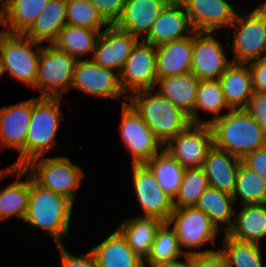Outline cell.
I'll return each mask as SVG.
<instances>
[{"mask_svg":"<svg viewBox=\"0 0 266 267\" xmlns=\"http://www.w3.org/2000/svg\"><path fill=\"white\" fill-rule=\"evenodd\" d=\"M74 203L63 195L39 185L30 175L28 208L23 222L45 231L57 245L70 237Z\"/></svg>","mask_w":266,"mask_h":267,"instance_id":"1","label":"cell"},{"mask_svg":"<svg viewBox=\"0 0 266 267\" xmlns=\"http://www.w3.org/2000/svg\"><path fill=\"white\" fill-rule=\"evenodd\" d=\"M209 125L213 146L240 159L266 145V130L244 109L229 110Z\"/></svg>","mask_w":266,"mask_h":267,"instance_id":"2","label":"cell"},{"mask_svg":"<svg viewBox=\"0 0 266 267\" xmlns=\"http://www.w3.org/2000/svg\"><path fill=\"white\" fill-rule=\"evenodd\" d=\"M155 90V94L152 92ZM128 103L164 146L191 124L189 116L177 108L157 89L140 90L128 96Z\"/></svg>","mask_w":266,"mask_h":267,"instance_id":"3","label":"cell"},{"mask_svg":"<svg viewBox=\"0 0 266 267\" xmlns=\"http://www.w3.org/2000/svg\"><path fill=\"white\" fill-rule=\"evenodd\" d=\"M225 31L226 39L229 40V54L234 63H248L252 60L266 56V1L259 3L253 10L237 12L234 21ZM227 31V32H226Z\"/></svg>","mask_w":266,"mask_h":267,"instance_id":"4","label":"cell"},{"mask_svg":"<svg viewBox=\"0 0 266 267\" xmlns=\"http://www.w3.org/2000/svg\"><path fill=\"white\" fill-rule=\"evenodd\" d=\"M62 98L33 97L31 119L25 143V165L55 149L57 132L64 118ZM55 147V148H54Z\"/></svg>","mask_w":266,"mask_h":267,"instance_id":"5","label":"cell"},{"mask_svg":"<svg viewBox=\"0 0 266 267\" xmlns=\"http://www.w3.org/2000/svg\"><path fill=\"white\" fill-rule=\"evenodd\" d=\"M23 168L39 185L65 196L73 203L86 175L69 157L59 155L34 158Z\"/></svg>","mask_w":266,"mask_h":267,"instance_id":"6","label":"cell"},{"mask_svg":"<svg viewBox=\"0 0 266 267\" xmlns=\"http://www.w3.org/2000/svg\"><path fill=\"white\" fill-rule=\"evenodd\" d=\"M42 44L24 34L0 33L2 75L8 73L21 84L35 89ZM36 48V51L34 50Z\"/></svg>","mask_w":266,"mask_h":267,"instance_id":"7","label":"cell"},{"mask_svg":"<svg viewBox=\"0 0 266 267\" xmlns=\"http://www.w3.org/2000/svg\"><path fill=\"white\" fill-rule=\"evenodd\" d=\"M167 222L174 229L184 253H208L217 250L214 247L218 246L216 239L219 234L222 235L221 231L202 210L194 206L176 208ZM205 244H210L211 248L200 249Z\"/></svg>","mask_w":266,"mask_h":267,"instance_id":"8","label":"cell"},{"mask_svg":"<svg viewBox=\"0 0 266 267\" xmlns=\"http://www.w3.org/2000/svg\"><path fill=\"white\" fill-rule=\"evenodd\" d=\"M76 59L53 44H42L39 56L36 91L39 97L63 98L70 90Z\"/></svg>","mask_w":266,"mask_h":267,"instance_id":"9","label":"cell"},{"mask_svg":"<svg viewBox=\"0 0 266 267\" xmlns=\"http://www.w3.org/2000/svg\"><path fill=\"white\" fill-rule=\"evenodd\" d=\"M121 105L120 141L131 154L132 164H146L163 149V145L127 101L123 100Z\"/></svg>","mask_w":266,"mask_h":267,"instance_id":"10","label":"cell"},{"mask_svg":"<svg viewBox=\"0 0 266 267\" xmlns=\"http://www.w3.org/2000/svg\"><path fill=\"white\" fill-rule=\"evenodd\" d=\"M71 89H76L85 95L101 99H118L128 95L121 87L120 75L113 69L97 65L92 59L77 60L75 63Z\"/></svg>","mask_w":266,"mask_h":267,"instance_id":"11","label":"cell"},{"mask_svg":"<svg viewBox=\"0 0 266 267\" xmlns=\"http://www.w3.org/2000/svg\"><path fill=\"white\" fill-rule=\"evenodd\" d=\"M131 171L135 200L142 212L136 216L167 222L174 211L173 199L160 188L146 164H132Z\"/></svg>","mask_w":266,"mask_h":267,"instance_id":"12","label":"cell"},{"mask_svg":"<svg viewBox=\"0 0 266 267\" xmlns=\"http://www.w3.org/2000/svg\"><path fill=\"white\" fill-rule=\"evenodd\" d=\"M216 32H193V51L191 71L199 80H218L232 63L225 47ZM226 51V52H225Z\"/></svg>","mask_w":266,"mask_h":267,"instance_id":"13","label":"cell"},{"mask_svg":"<svg viewBox=\"0 0 266 267\" xmlns=\"http://www.w3.org/2000/svg\"><path fill=\"white\" fill-rule=\"evenodd\" d=\"M155 63L156 47L144 40H138L119 73L121 87L126 95L155 89L158 78Z\"/></svg>","mask_w":266,"mask_h":267,"instance_id":"14","label":"cell"},{"mask_svg":"<svg viewBox=\"0 0 266 267\" xmlns=\"http://www.w3.org/2000/svg\"><path fill=\"white\" fill-rule=\"evenodd\" d=\"M212 147L213 134L210 125L191 123L170 139L163 149L187 169L202 167Z\"/></svg>","mask_w":266,"mask_h":267,"instance_id":"15","label":"cell"},{"mask_svg":"<svg viewBox=\"0 0 266 267\" xmlns=\"http://www.w3.org/2000/svg\"><path fill=\"white\" fill-rule=\"evenodd\" d=\"M33 98L0 108L1 149L16 150L17 160L11 167L25 166V143L31 119Z\"/></svg>","mask_w":266,"mask_h":267,"instance_id":"16","label":"cell"},{"mask_svg":"<svg viewBox=\"0 0 266 267\" xmlns=\"http://www.w3.org/2000/svg\"><path fill=\"white\" fill-rule=\"evenodd\" d=\"M185 8L193 29L197 32H218L228 29L242 3L229 0H179ZM220 30V31H219Z\"/></svg>","mask_w":266,"mask_h":267,"instance_id":"17","label":"cell"},{"mask_svg":"<svg viewBox=\"0 0 266 267\" xmlns=\"http://www.w3.org/2000/svg\"><path fill=\"white\" fill-rule=\"evenodd\" d=\"M138 39L115 25H109L99 35L92 60L99 66L120 73Z\"/></svg>","mask_w":266,"mask_h":267,"instance_id":"18","label":"cell"},{"mask_svg":"<svg viewBox=\"0 0 266 267\" xmlns=\"http://www.w3.org/2000/svg\"><path fill=\"white\" fill-rule=\"evenodd\" d=\"M14 177V181L0 187V220L16 217L23 221L28 208L30 174L22 167L7 166L0 169V180ZM26 176L25 180H21ZM12 217V218H11Z\"/></svg>","mask_w":266,"mask_h":267,"instance_id":"19","label":"cell"},{"mask_svg":"<svg viewBox=\"0 0 266 267\" xmlns=\"http://www.w3.org/2000/svg\"><path fill=\"white\" fill-rule=\"evenodd\" d=\"M194 31L182 3L171 0L153 23L144 41L157 47L190 36Z\"/></svg>","mask_w":266,"mask_h":267,"instance_id":"20","label":"cell"},{"mask_svg":"<svg viewBox=\"0 0 266 267\" xmlns=\"http://www.w3.org/2000/svg\"><path fill=\"white\" fill-rule=\"evenodd\" d=\"M171 0H126L120 19L115 26L144 40L153 23Z\"/></svg>","mask_w":266,"mask_h":267,"instance_id":"21","label":"cell"},{"mask_svg":"<svg viewBox=\"0 0 266 267\" xmlns=\"http://www.w3.org/2000/svg\"><path fill=\"white\" fill-rule=\"evenodd\" d=\"M193 33L156 47L158 78L189 73L192 67Z\"/></svg>","mask_w":266,"mask_h":267,"instance_id":"22","label":"cell"},{"mask_svg":"<svg viewBox=\"0 0 266 267\" xmlns=\"http://www.w3.org/2000/svg\"><path fill=\"white\" fill-rule=\"evenodd\" d=\"M241 159L213 146L207 153L202 169L209 186L233 194Z\"/></svg>","mask_w":266,"mask_h":267,"instance_id":"23","label":"cell"},{"mask_svg":"<svg viewBox=\"0 0 266 267\" xmlns=\"http://www.w3.org/2000/svg\"><path fill=\"white\" fill-rule=\"evenodd\" d=\"M90 250L97 267H144V260L133 252L118 229Z\"/></svg>","mask_w":266,"mask_h":267,"instance_id":"24","label":"cell"},{"mask_svg":"<svg viewBox=\"0 0 266 267\" xmlns=\"http://www.w3.org/2000/svg\"><path fill=\"white\" fill-rule=\"evenodd\" d=\"M218 80L228 107L245 109L254 92L248 64L232 62Z\"/></svg>","mask_w":266,"mask_h":267,"instance_id":"25","label":"cell"},{"mask_svg":"<svg viewBox=\"0 0 266 267\" xmlns=\"http://www.w3.org/2000/svg\"><path fill=\"white\" fill-rule=\"evenodd\" d=\"M235 210L232 227L226 234L238 241L262 244L266 237V203L241 205Z\"/></svg>","mask_w":266,"mask_h":267,"instance_id":"26","label":"cell"},{"mask_svg":"<svg viewBox=\"0 0 266 267\" xmlns=\"http://www.w3.org/2000/svg\"><path fill=\"white\" fill-rule=\"evenodd\" d=\"M49 0H5L0 4L2 31L24 34Z\"/></svg>","mask_w":266,"mask_h":267,"instance_id":"27","label":"cell"},{"mask_svg":"<svg viewBox=\"0 0 266 267\" xmlns=\"http://www.w3.org/2000/svg\"><path fill=\"white\" fill-rule=\"evenodd\" d=\"M200 80L192 73L157 78L158 92L185 114L190 116L195 107Z\"/></svg>","mask_w":266,"mask_h":267,"instance_id":"28","label":"cell"},{"mask_svg":"<svg viewBox=\"0 0 266 267\" xmlns=\"http://www.w3.org/2000/svg\"><path fill=\"white\" fill-rule=\"evenodd\" d=\"M226 109V110H225ZM231 110L224 98L222 86L219 80H200L196 93V101L193 113L189 116L194 124H211ZM199 111L212 115L210 119H203ZM225 111V112H224ZM211 114V115H210Z\"/></svg>","mask_w":266,"mask_h":267,"instance_id":"29","label":"cell"},{"mask_svg":"<svg viewBox=\"0 0 266 267\" xmlns=\"http://www.w3.org/2000/svg\"><path fill=\"white\" fill-rule=\"evenodd\" d=\"M66 24V0H49L24 35L37 43L52 44Z\"/></svg>","mask_w":266,"mask_h":267,"instance_id":"30","label":"cell"},{"mask_svg":"<svg viewBox=\"0 0 266 267\" xmlns=\"http://www.w3.org/2000/svg\"><path fill=\"white\" fill-rule=\"evenodd\" d=\"M162 223L156 218L134 216L123 219L117 229L124 236L133 252L145 260Z\"/></svg>","mask_w":266,"mask_h":267,"instance_id":"31","label":"cell"},{"mask_svg":"<svg viewBox=\"0 0 266 267\" xmlns=\"http://www.w3.org/2000/svg\"><path fill=\"white\" fill-rule=\"evenodd\" d=\"M235 201L231 194L219 191L217 188L209 186L198 198L195 208L202 210L208 215L211 222L221 230L223 224L226 233L233 224ZM225 225V226H224Z\"/></svg>","mask_w":266,"mask_h":267,"instance_id":"32","label":"cell"},{"mask_svg":"<svg viewBox=\"0 0 266 267\" xmlns=\"http://www.w3.org/2000/svg\"><path fill=\"white\" fill-rule=\"evenodd\" d=\"M100 33L98 30L66 24L52 44L76 60L91 59Z\"/></svg>","mask_w":266,"mask_h":267,"instance_id":"33","label":"cell"},{"mask_svg":"<svg viewBox=\"0 0 266 267\" xmlns=\"http://www.w3.org/2000/svg\"><path fill=\"white\" fill-rule=\"evenodd\" d=\"M146 165L153 172L160 188L174 199L178 194L185 168L164 149Z\"/></svg>","mask_w":266,"mask_h":267,"instance_id":"34","label":"cell"},{"mask_svg":"<svg viewBox=\"0 0 266 267\" xmlns=\"http://www.w3.org/2000/svg\"><path fill=\"white\" fill-rule=\"evenodd\" d=\"M221 238H224L223 245L218 249L224 255L228 267L265 266L262 244L238 241L226 233L221 235Z\"/></svg>","mask_w":266,"mask_h":267,"instance_id":"35","label":"cell"},{"mask_svg":"<svg viewBox=\"0 0 266 267\" xmlns=\"http://www.w3.org/2000/svg\"><path fill=\"white\" fill-rule=\"evenodd\" d=\"M232 196L235 205L266 203V181L241 162Z\"/></svg>","mask_w":266,"mask_h":267,"instance_id":"36","label":"cell"},{"mask_svg":"<svg viewBox=\"0 0 266 267\" xmlns=\"http://www.w3.org/2000/svg\"><path fill=\"white\" fill-rule=\"evenodd\" d=\"M184 254L174 229L168 222H163L156 232L154 242L152 243L149 255L144 260V264L169 261Z\"/></svg>","mask_w":266,"mask_h":267,"instance_id":"37","label":"cell"},{"mask_svg":"<svg viewBox=\"0 0 266 267\" xmlns=\"http://www.w3.org/2000/svg\"><path fill=\"white\" fill-rule=\"evenodd\" d=\"M208 187V179L202 167L185 169L178 194L173 199L174 209L195 206Z\"/></svg>","mask_w":266,"mask_h":267,"instance_id":"38","label":"cell"},{"mask_svg":"<svg viewBox=\"0 0 266 267\" xmlns=\"http://www.w3.org/2000/svg\"><path fill=\"white\" fill-rule=\"evenodd\" d=\"M66 20L67 25L100 32L109 26L88 0H66Z\"/></svg>","mask_w":266,"mask_h":267,"instance_id":"39","label":"cell"},{"mask_svg":"<svg viewBox=\"0 0 266 267\" xmlns=\"http://www.w3.org/2000/svg\"><path fill=\"white\" fill-rule=\"evenodd\" d=\"M65 246V244L57 245L60 253V267H97L95 256L90 249L80 255H74Z\"/></svg>","mask_w":266,"mask_h":267,"instance_id":"40","label":"cell"},{"mask_svg":"<svg viewBox=\"0 0 266 267\" xmlns=\"http://www.w3.org/2000/svg\"><path fill=\"white\" fill-rule=\"evenodd\" d=\"M109 24L115 25L120 19L126 0H88Z\"/></svg>","mask_w":266,"mask_h":267,"instance_id":"41","label":"cell"},{"mask_svg":"<svg viewBox=\"0 0 266 267\" xmlns=\"http://www.w3.org/2000/svg\"><path fill=\"white\" fill-rule=\"evenodd\" d=\"M244 110L266 130V92L254 91Z\"/></svg>","mask_w":266,"mask_h":267,"instance_id":"42","label":"cell"},{"mask_svg":"<svg viewBox=\"0 0 266 267\" xmlns=\"http://www.w3.org/2000/svg\"><path fill=\"white\" fill-rule=\"evenodd\" d=\"M241 162L266 181V145L246 154Z\"/></svg>","mask_w":266,"mask_h":267,"instance_id":"43","label":"cell"},{"mask_svg":"<svg viewBox=\"0 0 266 267\" xmlns=\"http://www.w3.org/2000/svg\"><path fill=\"white\" fill-rule=\"evenodd\" d=\"M251 72L253 90L266 92V57L247 63Z\"/></svg>","mask_w":266,"mask_h":267,"instance_id":"44","label":"cell"},{"mask_svg":"<svg viewBox=\"0 0 266 267\" xmlns=\"http://www.w3.org/2000/svg\"><path fill=\"white\" fill-rule=\"evenodd\" d=\"M192 267H228L224 255L219 251L192 254Z\"/></svg>","mask_w":266,"mask_h":267,"instance_id":"45","label":"cell"},{"mask_svg":"<svg viewBox=\"0 0 266 267\" xmlns=\"http://www.w3.org/2000/svg\"><path fill=\"white\" fill-rule=\"evenodd\" d=\"M182 258H184V261ZM144 267H192V254L185 253L183 256L173 260L144 264Z\"/></svg>","mask_w":266,"mask_h":267,"instance_id":"46","label":"cell"},{"mask_svg":"<svg viewBox=\"0 0 266 267\" xmlns=\"http://www.w3.org/2000/svg\"><path fill=\"white\" fill-rule=\"evenodd\" d=\"M3 77L2 70H1V58H0V78Z\"/></svg>","mask_w":266,"mask_h":267,"instance_id":"47","label":"cell"},{"mask_svg":"<svg viewBox=\"0 0 266 267\" xmlns=\"http://www.w3.org/2000/svg\"><path fill=\"white\" fill-rule=\"evenodd\" d=\"M0 26H2V20H1V15H0ZM2 32V30L0 31V33Z\"/></svg>","mask_w":266,"mask_h":267,"instance_id":"48","label":"cell"}]
</instances>
